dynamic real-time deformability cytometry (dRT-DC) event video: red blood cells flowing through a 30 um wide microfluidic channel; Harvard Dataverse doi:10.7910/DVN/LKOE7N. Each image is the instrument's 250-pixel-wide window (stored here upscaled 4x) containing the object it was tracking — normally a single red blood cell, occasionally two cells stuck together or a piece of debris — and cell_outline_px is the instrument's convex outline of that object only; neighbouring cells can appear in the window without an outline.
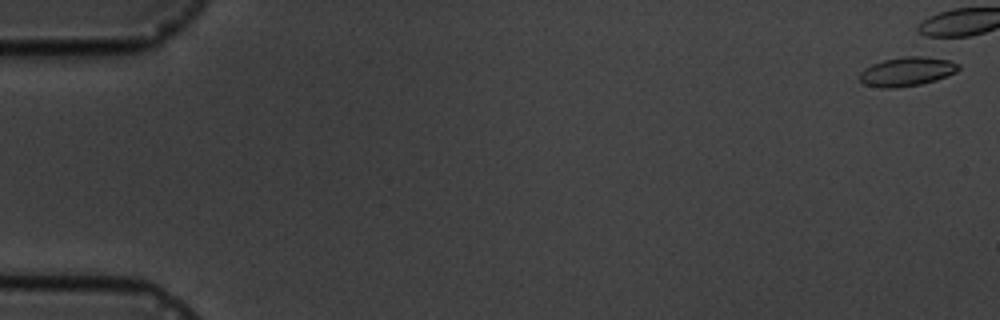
{"species": "common noctule bat (a hibernating species)", "species_latin": "Nyctalus noctula", "temperature_condition": "cold", "stored_images_in_passage": 5, "camera_frame_rate_fps": 3000, "um_per_image_px": 0.085, "animal": {"sex": "male", "body_mass_g": 19.5, "forearm_length_mm": 54.6}, "frame": {"image": 1, "passage_image": 1, "time_ms": 0.0, "image_size_px": [1000, 320], "cell_outline_px": [[960, 68], [956, 72], [948, 76], [936, 80], [920, 84], [896, 88], [880, 88], [864, 84], [860, 80], [860, 72], [864, 68], [872, 64], [884, 60], [904, 56], [920, 56], [948, 60], [960, 64]], "centroid_in_image_um": [77.09, 6.09], "position_along_channel_um": 7.9, "area_um2": 16.76}}